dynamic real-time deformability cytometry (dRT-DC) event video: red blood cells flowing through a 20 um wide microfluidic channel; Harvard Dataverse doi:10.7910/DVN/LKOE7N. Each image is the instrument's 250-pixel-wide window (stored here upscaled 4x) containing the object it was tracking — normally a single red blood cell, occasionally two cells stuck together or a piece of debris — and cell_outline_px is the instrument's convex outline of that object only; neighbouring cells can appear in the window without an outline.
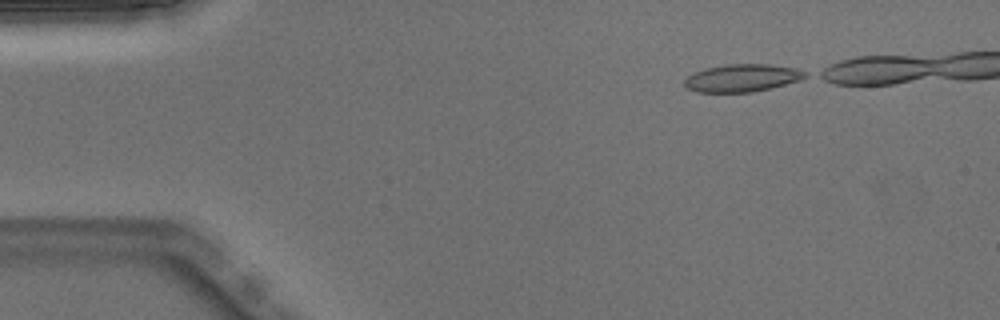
{"species": "Egyptian fruit bat (a non-hibernating species)", "species_latin": "Rousettus aegyptiacus", "temperature_condition": "warm", "stored_images_in_passage": 35, "camera_frame_rate_fps": 3000, "um_per_image_px": 0.085, "animal": {"sex": "male"}, "frame": {"image": 1, "passage_image": 1, "time_ms": 0.0, "image_size_px": [1000, 320], "cell_outline_px": [[808, 76], [800, 80], [752, 92], [696, 92], [684, 88], [684, 80], [688, 76], [704, 68], [724, 64], [768, 64], [792, 68], [808, 72]], "centroid_in_image_um": [63.04, 6.62], "position_along_channel_um": 22.0, "area_um2": 19.36}}
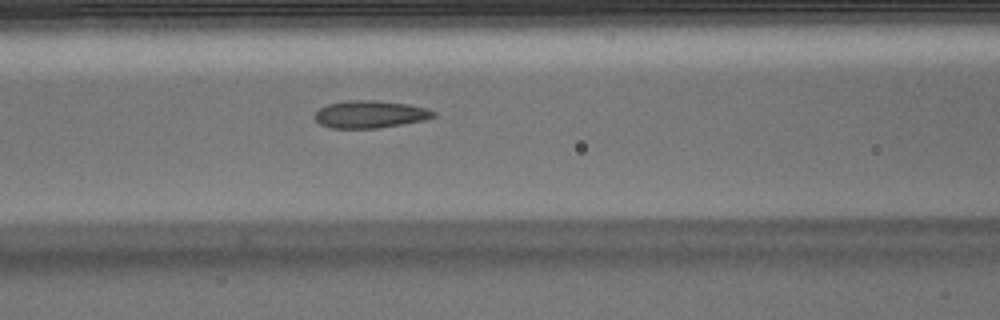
{"frame": {"image": 2, "passage_image": 15, "time_ms": 4.667, "image_size_px": [1000, 320], "cell_outline_px": [[436, 116], [424, 120], [380, 128], [332, 128], [320, 124], [316, 120], [316, 112], [320, 108], [328, 104], [348, 100], [376, 100], [408, 104], [424, 108], [436, 112]], "centroid_in_image_um": [31.47, 9.71], "position_along_channel_um": 135.1, "area_um2": 18.84}}
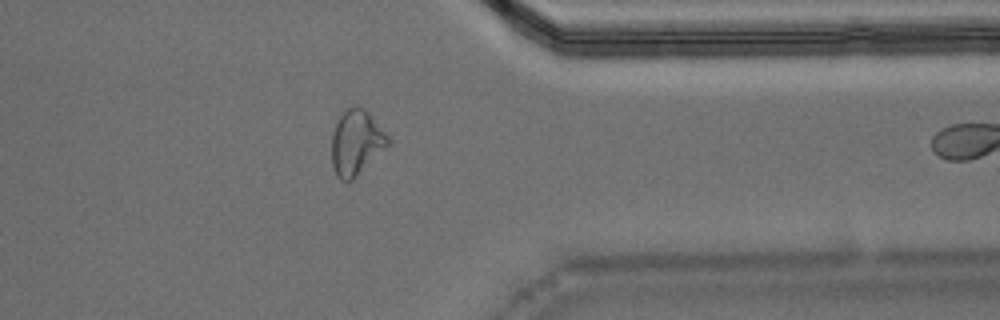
{"frame": {"image": 3, "passage_image": 34, "time_ms": 11.0, "image_size_px": [1000, 320], "cell_outline_px": [[388, 144], [348, 184], [340, 180], [336, 176], [332, 168], [332, 132], [340, 116], [348, 108], [356, 104], [364, 108], [372, 116], [388, 136]], "centroid_in_image_um": [30.23, 12.12], "position_along_channel_um": 381.2, "area_um2": 21.1}}